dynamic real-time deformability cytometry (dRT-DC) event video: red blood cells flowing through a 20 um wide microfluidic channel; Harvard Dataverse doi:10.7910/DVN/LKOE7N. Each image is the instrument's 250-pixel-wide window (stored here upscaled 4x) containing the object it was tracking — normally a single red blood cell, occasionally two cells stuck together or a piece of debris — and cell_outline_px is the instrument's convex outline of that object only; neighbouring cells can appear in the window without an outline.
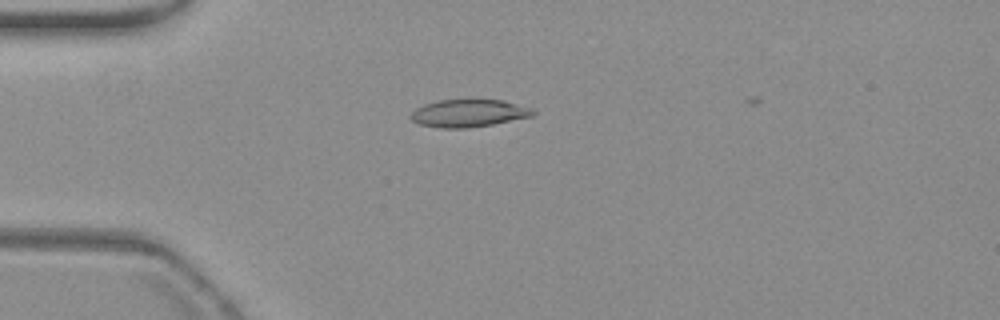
{"species": "common noctule bat (a hibernating species)", "species_latin": "Nyctalus noctula", "temperature_condition": "warm", "stored_images_in_passage": 6, "camera_frame_rate_fps": 3000, "um_per_image_px": 0.085, "animal": {"sex": "female", "body_mass_g": 19.3, "forearm_length_mm": 54.1}, "frame": {"image": 1, "passage_image": 2, "time_ms": 1.0, "image_size_px": [1000, 320], "cell_outline_px": [[536, 112], [532, 116], [492, 124], [464, 128], [440, 128], [420, 124], [412, 120], [408, 116], [416, 108], [424, 104], [440, 100], [500, 100], [532, 108]], "centroid_in_image_um": [39.8, 9.62], "position_along_channel_um": 45.2, "area_um2": 19.36}}
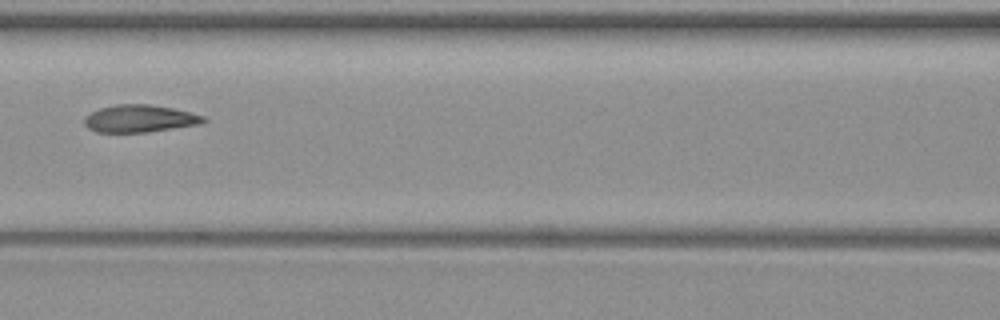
{"frame": {"image": 2, "passage_image": 5, "time_ms": 4.667, "image_size_px": [1000, 320], "cell_outline_px": [[208, 120], [200, 124], [148, 132], [96, 132], [88, 128], [84, 124], [84, 116], [100, 108], [116, 104], [148, 104], [172, 108], [204, 116]], "centroid_in_image_um": [11.85, 10.08], "position_along_channel_um": 154.7, "area_um2": 18.96}}
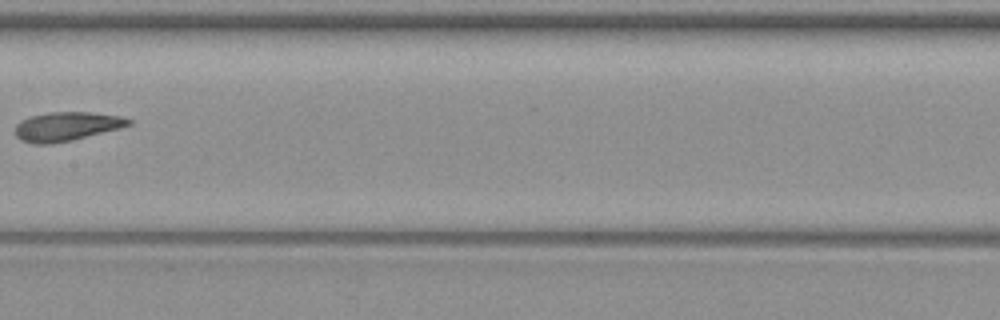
{"frame": {"image": 3, "passage_image": 6, "time_ms": 6.0, "image_size_px": [1000, 320], "cell_outline_px": [[132, 124], [120, 128], [72, 140], [52, 144], [32, 144], [20, 140], [16, 136], [16, 124], [20, 120], [32, 116], [52, 112], [88, 112], [120, 116], [132, 120]], "centroid_in_image_um": [5.64, 10.75], "position_along_channel_um": 201.8, "area_um2": 19.07}}